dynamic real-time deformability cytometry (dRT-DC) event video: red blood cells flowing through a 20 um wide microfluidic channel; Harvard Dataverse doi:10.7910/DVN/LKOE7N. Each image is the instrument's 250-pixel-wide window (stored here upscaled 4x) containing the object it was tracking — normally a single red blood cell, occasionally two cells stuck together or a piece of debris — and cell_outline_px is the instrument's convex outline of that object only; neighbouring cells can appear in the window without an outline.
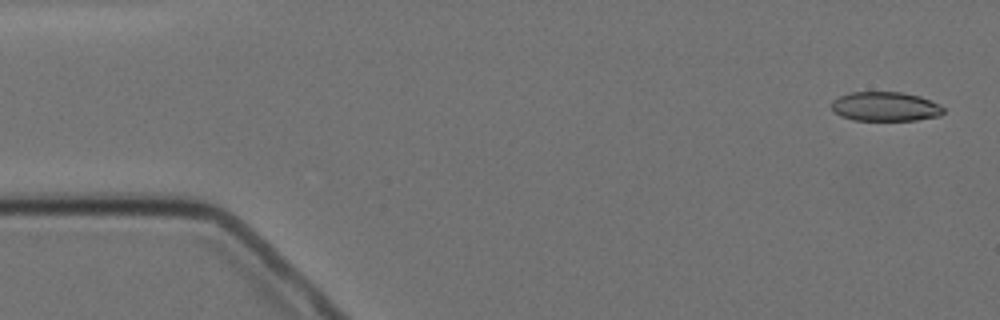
{"species": "Egyptian fruit bat (a non-hibernating species)", "species_latin": "Rousettus aegyptiacus", "temperature_condition": "cold", "stored_images_in_passage": 6, "camera_frame_rate_fps": 3000, "um_per_image_px": 0.085, "animal": {"sex": "female"}, "frame": {"image": 1, "passage_image": 1, "time_ms": 0.0, "image_size_px": [1000, 320], "cell_outline_px": [[944, 112], [940, 116], [916, 120], [852, 120], [840, 116], [832, 112], [832, 100], [848, 92], [900, 92], [920, 96], [940, 104], [944, 108]], "centroid_in_image_um": [75.24, 9.06], "position_along_channel_um": 9.8, "area_um2": 19.31}}
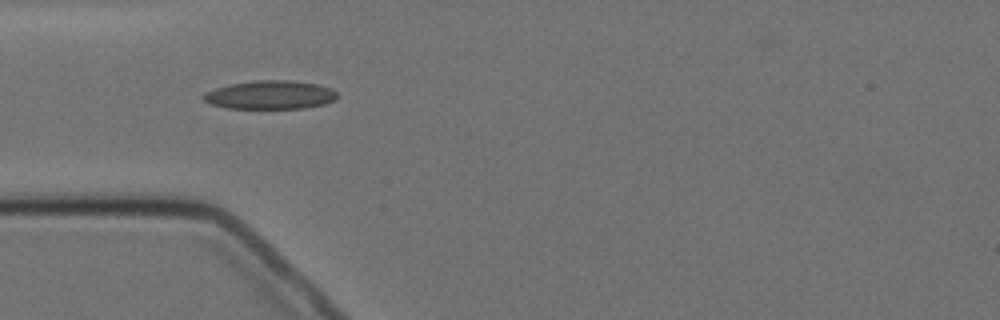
{"frame": {"image": 2, "passage_image": 5, "time_ms": 4.667, "image_size_px": [1000, 320], "cell_outline_px": [[336, 100], [324, 104], [304, 108], [224, 108], [212, 104], [204, 100], [200, 96], [204, 92], [216, 88], [232, 84], [256, 80], [288, 80], [316, 84], [332, 88], [336, 92]], "centroid_in_image_um": [22.96, 8.07], "position_along_channel_um": 62.0, "area_um2": 22.2}}
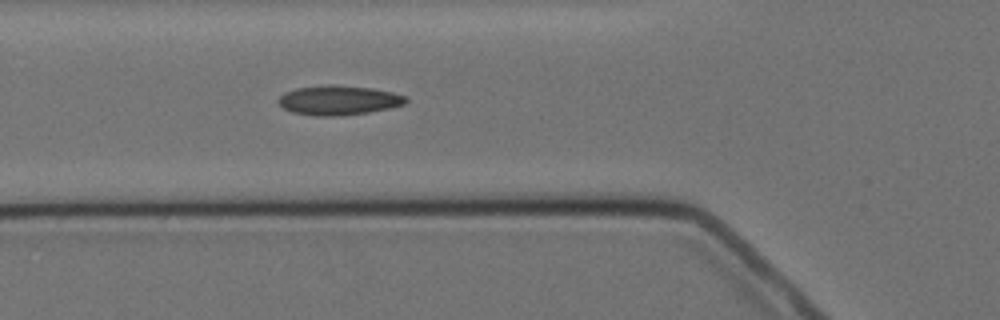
{"frame": {"image": 3, "passage_image": 6, "time_ms": 5.667, "image_size_px": [1000, 320], "cell_outline_px": [[408, 100], [404, 104], [392, 108], [368, 112], [340, 116], [316, 116], [292, 112], [284, 108], [276, 100], [284, 92], [296, 88], [328, 84], [332, 84], [372, 88], [392, 92], [408, 96]], "centroid_in_image_um": [28.79, 8.51], "position_along_channel_um": 97.0, "area_um2": 22.14}}